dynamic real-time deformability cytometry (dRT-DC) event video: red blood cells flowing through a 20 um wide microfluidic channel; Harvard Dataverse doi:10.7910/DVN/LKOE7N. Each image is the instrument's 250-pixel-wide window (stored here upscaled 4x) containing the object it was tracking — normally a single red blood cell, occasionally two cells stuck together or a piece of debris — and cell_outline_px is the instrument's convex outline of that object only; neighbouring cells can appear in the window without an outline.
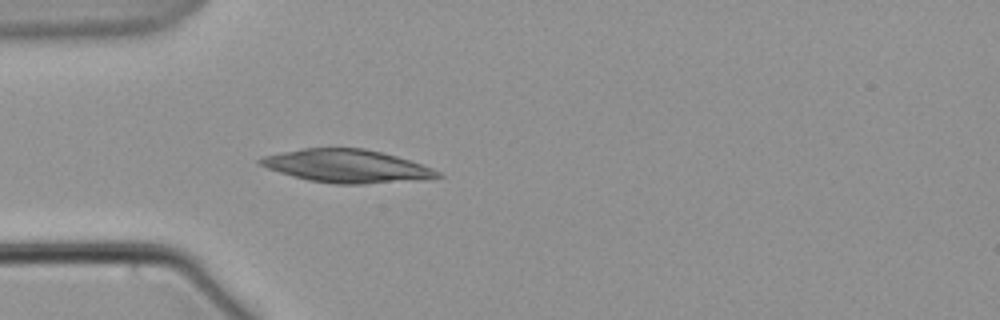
{"species": "common noctule bat (a hibernating species)", "species_latin": "Nyctalus noctula", "temperature_condition": "warm", "stored_images_in_passage": 4, "camera_frame_rate_fps": 3000, "um_per_image_px": 0.085, "animal": {"sex": "male", "body_mass_g": 21.5, "forearm_length_mm": 52.0}, "frame": {"image": 1, "passage_image": 4, "time_ms": 4.667, "image_size_px": [1000, 320], "cell_outline_px": [[444, 176], [424, 180], [364, 184], [336, 184], [308, 180], [292, 176], [256, 164], [256, 160], [264, 156], [304, 148], [364, 148], [396, 156], [432, 168], [440, 172]], "centroid_in_image_um": [29.49, 14.13], "position_along_channel_um": 55.5, "area_um2": 34.1}}